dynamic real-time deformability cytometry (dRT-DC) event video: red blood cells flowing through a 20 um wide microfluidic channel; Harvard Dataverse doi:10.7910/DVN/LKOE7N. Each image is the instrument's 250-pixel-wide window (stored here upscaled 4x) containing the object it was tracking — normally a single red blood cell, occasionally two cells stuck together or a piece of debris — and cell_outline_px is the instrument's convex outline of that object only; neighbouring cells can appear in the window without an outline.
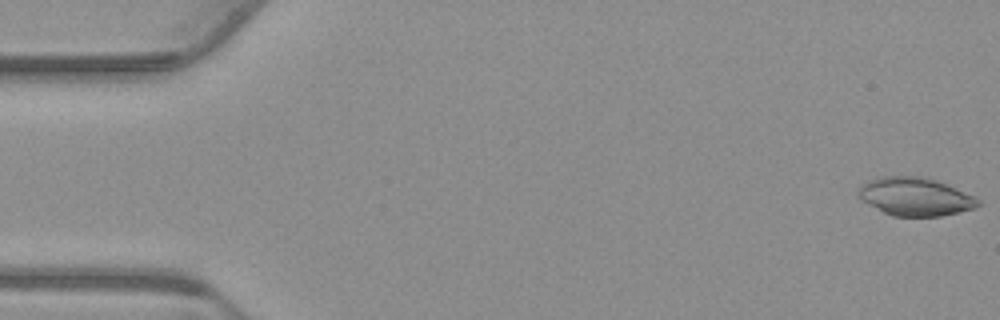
{"species": "common noctule bat (a hibernating species)", "species_latin": "Nyctalus noctula", "temperature_condition": "warm", "stored_images_in_passage": 55, "camera_frame_rate_fps": 3000, "um_per_image_px": 0.085, "animal": {"sex": "male", "body_mass_g": 23.1, "forearm_length_mm": 52.7}, "frame": {"image": 1, "passage_image": 1, "time_ms": 0.0, "image_size_px": [1000, 320], "cell_outline_px": [[980, 204], [976, 208], [960, 212], [940, 216], [892, 216], [860, 200], [856, 188], [860, 184], [868, 180], [880, 176], [924, 176], [948, 184], [976, 196], [980, 200]], "centroid_in_image_um": [77.79, 16.7], "position_along_channel_um": 7.2, "area_um2": 27.11}}
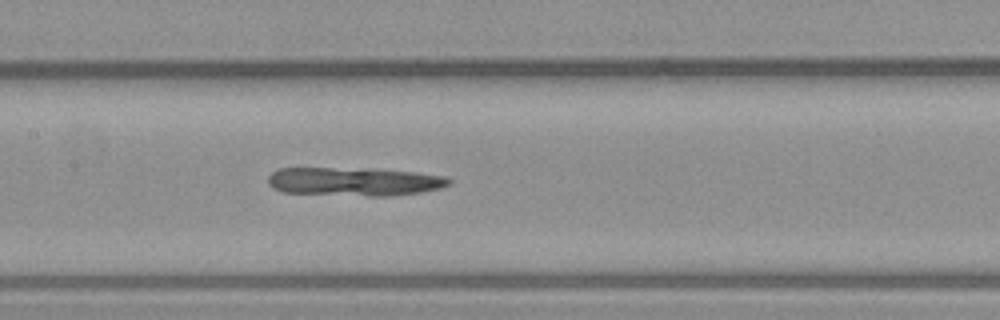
{"frame": {"image": 2, "passage_image": 26, "time_ms": 8.333, "image_size_px": [1000, 320], "cell_outline_px": [[452, 184], [440, 188], [420, 192], [392, 196], [368, 196], [284, 192], [272, 188], [268, 184], [268, 176], [272, 172], [280, 168], [332, 168], [412, 172], [448, 176], [452, 180]], "centroid_in_image_um": [30.11, 15.45], "position_along_channel_um": 177.3, "area_um2": 29.77}}
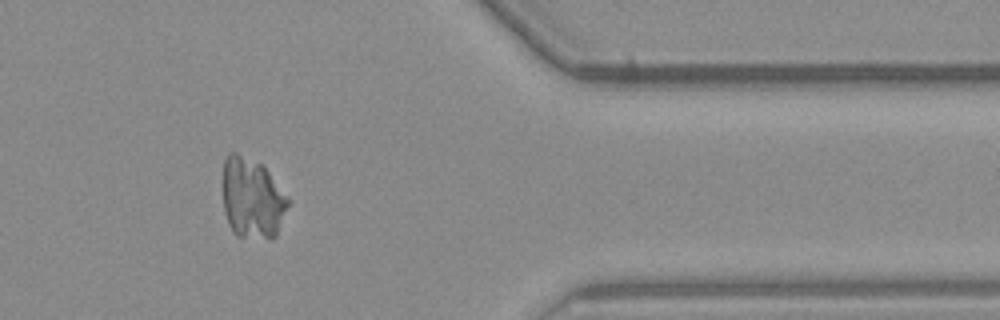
{"frame": {"image": 3, "passage_image": 45, "time_ms": 14.667, "image_size_px": [1000, 320], "cell_outline_px": [[292, 200], [276, 236], [272, 240], [236, 236], [232, 232], [228, 224], [224, 212], [224, 160], [228, 152], [236, 152], [260, 164], [268, 172]], "centroid_in_image_um": [21.47, 16.91], "position_along_channel_um": 389.9, "area_um2": 30.98}}